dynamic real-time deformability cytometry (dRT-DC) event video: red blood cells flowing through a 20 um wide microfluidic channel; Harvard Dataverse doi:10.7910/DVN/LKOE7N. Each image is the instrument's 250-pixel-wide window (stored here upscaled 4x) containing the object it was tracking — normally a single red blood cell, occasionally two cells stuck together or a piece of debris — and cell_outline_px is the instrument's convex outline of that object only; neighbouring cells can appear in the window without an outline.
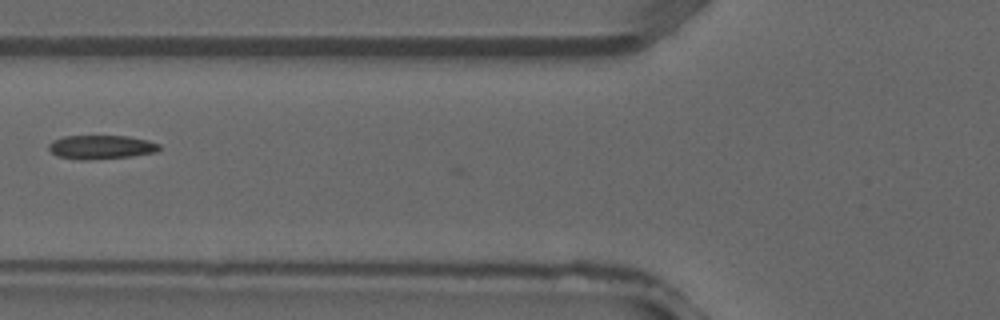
{"species": "common noctule bat (a hibernating species)", "species_latin": "Nyctalus noctula", "temperature_condition": "warm", "stored_images_in_passage": 34, "camera_frame_rate_fps": 3000, "um_per_image_px": 0.085, "animal": {"sex": "male", "forearm_length_mm": 52.5}, "frame": {"image": 1, "passage_image": 11, "time_ms": 3.333, "image_size_px": [1000, 320], "cell_outline_px": [[160, 148], [156, 152], [132, 156], [88, 160], [80, 160], [56, 156], [48, 148], [48, 144], [52, 140], [64, 136], [128, 136], [148, 140], [160, 144]], "centroid_in_image_um": [8.57, 12.5], "position_along_channel_um": 117.2, "area_um2": 15.49}}
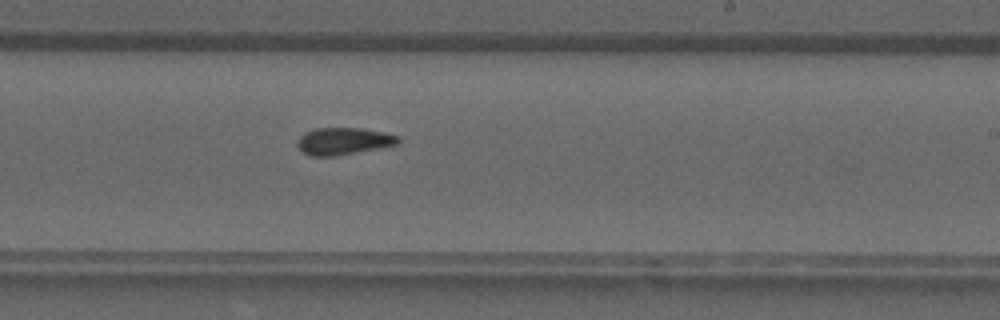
{"frame": {"image": 2, "passage_image": 19, "time_ms": 6.0, "image_size_px": [1000, 320], "cell_outline_px": [[400, 144], [336, 156], [312, 156], [304, 152], [296, 144], [300, 136], [304, 132], [316, 128], [360, 128], [384, 132], [396, 136], [400, 140]], "centroid_in_image_um": [29.19, 11.99], "position_along_channel_um": 259.8, "area_um2": 15.84}}
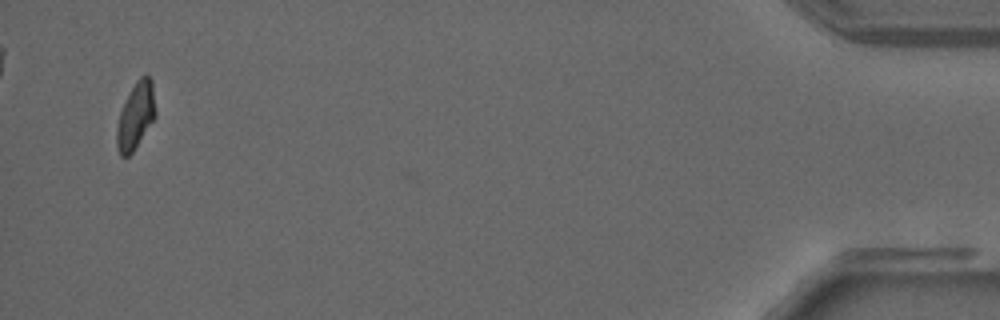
{"frame": {"image": 3, "passage_image": 33, "time_ms": 10.667, "image_size_px": [1000, 320], "cell_outline_px": [[156, 116], [132, 152], [128, 156], [120, 156], [116, 144], [116, 128], [120, 112], [136, 80], [140, 76], [148, 76], [152, 80], [156, 112]], "centroid_in_image_um": [11.53, 9.85], "position_along_channel_um": 423.7, "area_um2": 14.8}}